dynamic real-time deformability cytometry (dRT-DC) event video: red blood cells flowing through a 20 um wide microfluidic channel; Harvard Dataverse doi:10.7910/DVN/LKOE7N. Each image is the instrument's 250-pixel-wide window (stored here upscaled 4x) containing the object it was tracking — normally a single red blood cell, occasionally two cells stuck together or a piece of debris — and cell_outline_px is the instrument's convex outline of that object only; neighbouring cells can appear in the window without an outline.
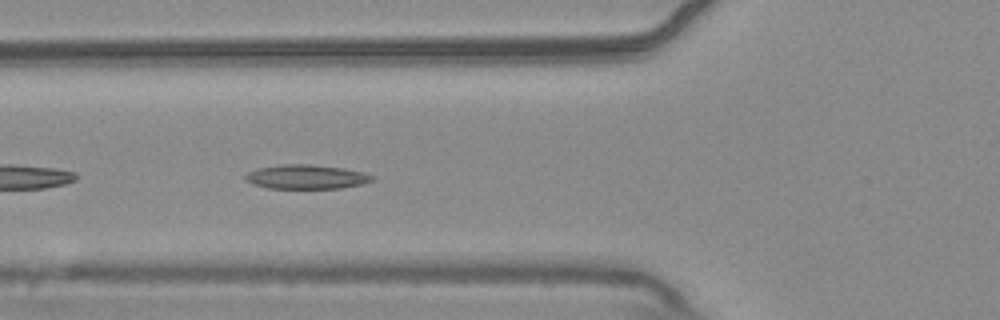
{"species": "common noctule bat (a hibernating species)", "species_latin": "Nyctalus noctula", "temperature_condition": "warm", "stored_images_in_passage": 15, "camera_frame_rate_fps": 3000, "um_per_image_px": 0.085, "animal": {"sex": "male", "body_mass_g": 20.4}, "frame": {"image": 1, "passage_image": 5, "time_ms": 1.333, "image_size_px": [1000, 320], "cell_outline_px": [[376, 180], [360, 184], [340, 188], [268, 188], [252, 184], [244, 180], [244, 176], [248, 172], [256, 168], [280, 164], [312, 164], [344, 168], [364, 172], [376, 176]], "centroid_in_image_um": [26.04, 15.02], "position_along_channel_um": 99.8, "area_um2": 18.15}}
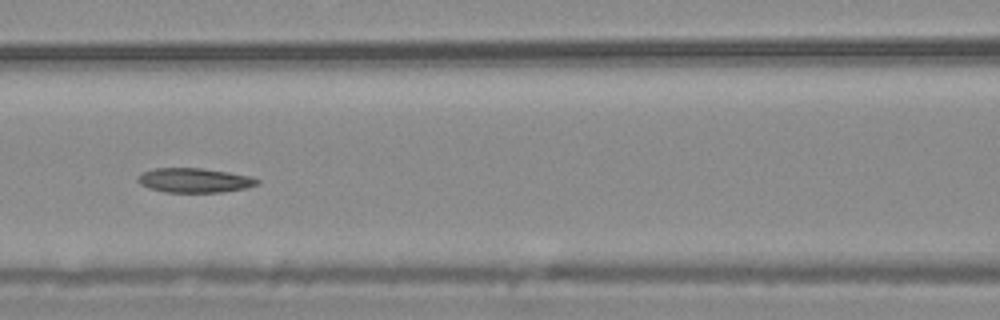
{"frame": {"image": 2, "passage_image": 9, "time_ms": 2.667, "image_size_px": [1000, 320], "cell_outline_px": [[260, 184], [244, 188], [220, 192], [164, 192], [148, 188], [140, 184], [136, 180], [144, 172], [156, 168], [200, 168], [228, 172], [252, 176], [260, 180]], "centroid_in_image_um": [16.55, 15.33], "position_along_channel_um": 150.1, "area_um2": 16.94}}